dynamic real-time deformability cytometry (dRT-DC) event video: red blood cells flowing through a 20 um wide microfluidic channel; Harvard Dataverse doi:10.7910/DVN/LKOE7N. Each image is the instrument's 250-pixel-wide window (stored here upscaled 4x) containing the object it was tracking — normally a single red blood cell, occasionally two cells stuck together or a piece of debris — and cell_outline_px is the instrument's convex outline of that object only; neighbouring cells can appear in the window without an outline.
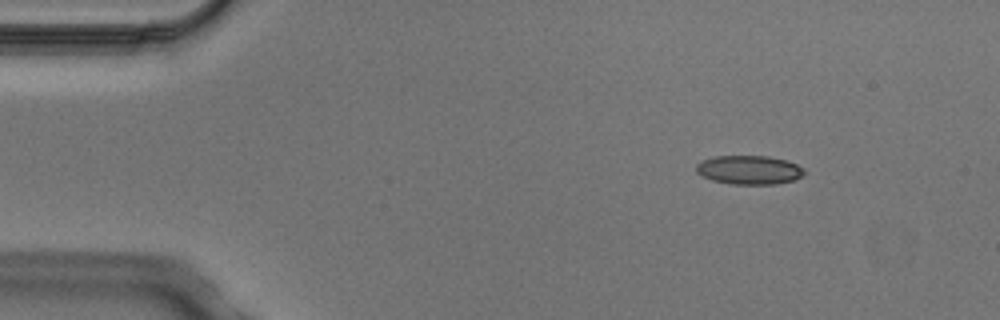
{"species": "Egyptian fruit bat (a non-hibernating species)", "species_latin": "Rousettus aegyptiacus", "temperature_condition": "cold", "stored_images_in_passage": 4, "camera_frame_rate_fps": 3000, "um_per_image_px": 0.085, "animal": {"sex": "male"}, "frame": {"image": 1, "passage_image": 1, "time_ms": 0.0, "image_size_px": [1000, 320], "cell_outline_px": [[804, 176], [796, 180], [776, 184], [732, 184], [712, 180], [696, 172], [696, 164], [704, 160], [716, 156], [768, 156], [788, 160], [804, 168]], "centroid_in_image_um": [63.73, 14.44], "position_along_channel_um": 21.3, "area_um2": 18.26}}
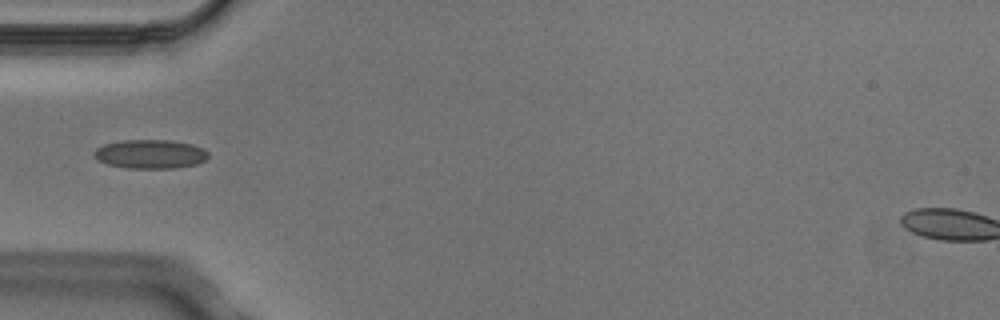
{"frame": {"image": 2, "passage_image": 4, "time_ms": 1.0, "image_size_px": [1000, 320], "cell_outline_px": [[208, 156], [204, 160], [196, 164], [176, 168], [128, 168], [108, 164], [100, 160], [92, 152], [96, 148], [104, 144], [124, 140], [172, 140], [192, 144], [204, 148], [208, 152]], "centroid_in_image_um": [12.8, 13.09], "position_along_channel_um": 72.2, "area_um2": 19.19}}